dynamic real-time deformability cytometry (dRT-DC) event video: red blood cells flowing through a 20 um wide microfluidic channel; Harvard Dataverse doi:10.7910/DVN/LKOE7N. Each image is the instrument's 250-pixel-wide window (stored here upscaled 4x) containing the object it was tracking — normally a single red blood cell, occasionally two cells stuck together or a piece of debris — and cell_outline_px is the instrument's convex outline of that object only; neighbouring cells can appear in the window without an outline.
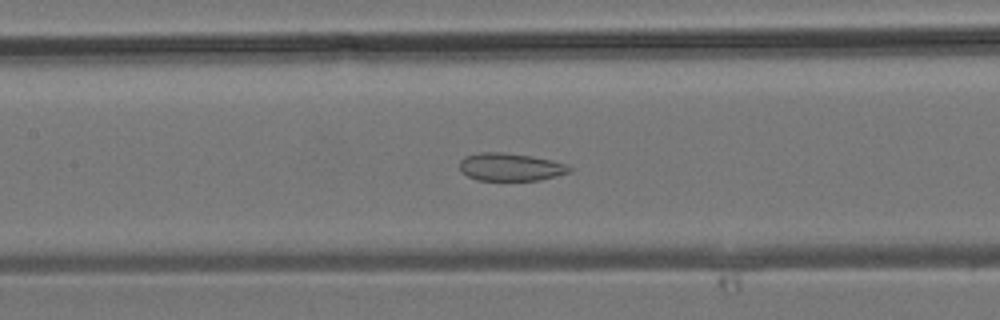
{"species": "common noctule bat (a hibernating species)", "species_latin": "Nyctalus noctula", "temperature_condition": "room temperature", "stored_images_in_passage": 34, "camera_frame_rate_fps": 3000, "um_per_image_px": 0.085, "animal": {"sex": "male", "body_mass_g": 19.2, "forearm_length_mm": 51.8}, "frame": {"image": 1, "passage_image": 17, "time_ms": 5.333, "image_size_px": [1000, 320], "cell_outline_px": [[572, 172], [540, 180], [476, 180], [460, 172], [460, 160], [464, 156], [476, 152], [504, 152], [532, 156], [552, 160], [564, 164], [572, 168]], "centroid_in_image_um": [43.36, 14.19], "position_along_channel_um": 164.0, "area_um2": 17.98}}
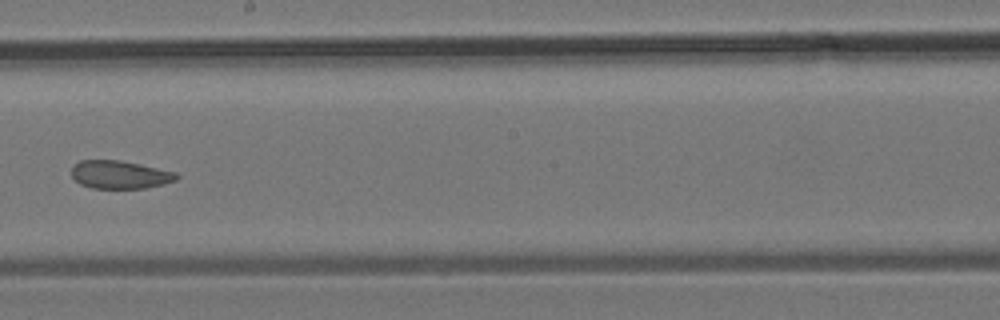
{"frame": {"image": 2, "passage_image": 21, "time_ms": 6.667, "image_size_px": [1000, 320], "cell_outline_px": [[180, 176], [176, 180], [144, 188], [92, 188], [80, 184], [72, 176], [72, 164], [80, 160], [120, 160], [140, 164], [176, 172]], "centroid_in_image_um": [10.16, 14.83], "position_along_channel_um": 238.0, "area_um2": 17.11}}
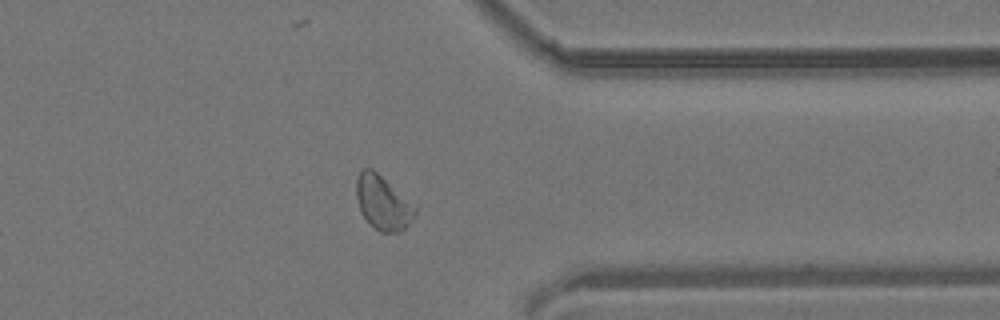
{"frame": {"image": 3, "passage_image": 29, "time_ms": 9.333, "image_size_px": [1000, 320], "cell_outline_px": [[420, 204], [416, 212], [408, 224], [400, 232], [380, 232], [368, 224], [360, 212], [356, 196], [356, 180], [360, 168], [372, 168]], "centroid_in_image_um": [32.59, 17.2], "position_along_channel_um": 378.8, "area_um2": 19.48}}